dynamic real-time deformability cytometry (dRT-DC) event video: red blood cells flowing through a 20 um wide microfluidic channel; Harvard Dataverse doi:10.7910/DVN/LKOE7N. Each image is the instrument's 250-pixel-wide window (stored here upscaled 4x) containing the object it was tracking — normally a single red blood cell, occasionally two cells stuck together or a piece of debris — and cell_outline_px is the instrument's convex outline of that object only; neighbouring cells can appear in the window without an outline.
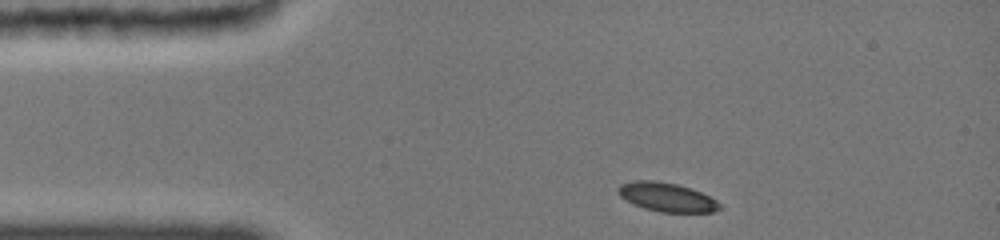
{"species": "common noctule bat (a hibernating species)", "species_latin": "Nyctalus noctula", "temperature_condition": "cold", "stored_images_in_passage": 5, "camera_frame_rate_fps": 3000, "um_per_image_px": 0.085, "animal": {"sex": "female", "body_mass_g": 19.0, "forearm_length_mm": 51.5}, "frame": {"image": 1, "passage_image": 1, "time_ms": 0.0, "image_size_px": [1000, 240], "cell_outline_px": [[720, 208], [712, 212], [660, 212], [644, 208], [624, 200], [616, 192], [616, 188], [620, 184], [632, 180], [656, 180], [676, 184], [692, 188], [716, 200], [720, 204]], "centroid_in_image_um": [56.61, 16.74], "position_along_channel_um": 28.4, "area_um2": 17.22}}
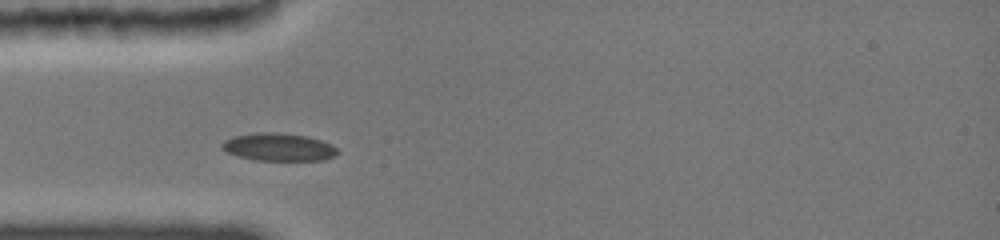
{"frame": {"image": 2, "passage_image": 4, "time_ms": 2.0, "image_size_px": [1000, 240], "cell_outline_px": [[340, 152], [336, 156], [324, 160], [256, 160], [236, 156], [220, 148], [220, 144], [224, 140], [236, 136], [264, 132], [304, 136], [320, 140], [336, 148]], "centroid_in_image_um": [23.67, 12.53], "position_along_channel_um": 61.3, "area_um2": 18.32}}